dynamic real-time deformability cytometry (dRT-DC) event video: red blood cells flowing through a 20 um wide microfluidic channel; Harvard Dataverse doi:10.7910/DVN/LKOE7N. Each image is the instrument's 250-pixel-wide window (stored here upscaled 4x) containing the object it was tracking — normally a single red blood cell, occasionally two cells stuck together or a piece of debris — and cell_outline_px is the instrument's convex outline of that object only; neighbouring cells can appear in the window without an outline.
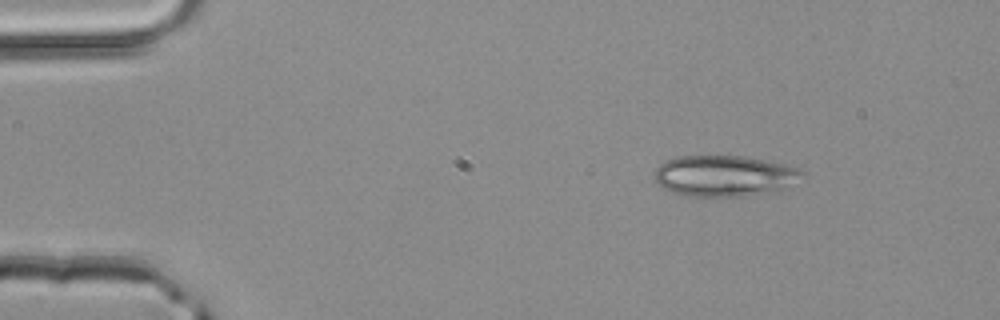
{"species": "common noctule bat (a hibernating species)", "species_latin": "Nyctalus noctula", "temperature_condition": "room temperature", "stored_images_in_passage": 2, "camera_frame_rate_fps": 3000, "um_per_image_px": 0.085, "animal": {"sex": "male", "body_mass_g": 20.4}, "frame": {"image": 1, "passage_image": 2, "time_ms": 0.333, "image_size_px": [1000, 320], "cell_outline_px": [[804, 176], [784, 188], [744, 196], [688, 196], [672, 192], [664, 188], [656, 180], [656, 168], [660, 164], [676, 156], [740, 156], [780, 164], [796, 168], [804, 172]], "centroid_in_image_um": [61.52, 14.95], "position_along_channel_um": 23.5, "area_um2": 34.45}}